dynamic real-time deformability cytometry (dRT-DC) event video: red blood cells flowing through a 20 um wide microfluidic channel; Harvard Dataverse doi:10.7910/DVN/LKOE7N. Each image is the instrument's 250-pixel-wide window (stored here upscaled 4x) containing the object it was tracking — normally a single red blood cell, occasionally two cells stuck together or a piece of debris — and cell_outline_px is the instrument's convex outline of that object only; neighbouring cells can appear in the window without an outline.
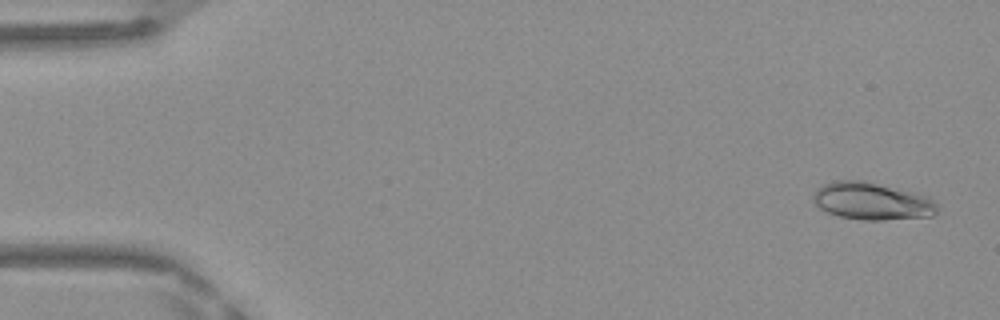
{"species": "Egyptian fruit bat (a non-hibernating species)", "species_latin": "Rousettus aegyptiacus", "temperature_condition": "warm", "stored_images_in_passage": 48, "camera_frame_rate_fps": 3000, "um_per_image_px": 0.085, "frame": {"image": 1, "passage_image": 2, "time_ms": 0.333, "image_size_px": [1000, 320], "cell_outline_px": [[936, 212], [932, 216], [880, 220], [864, 220], [840, 216], [828, 212], [820, 208], [812, 200], [812, 196], [816, 188], [824, 184], [836, 180], [864, 180], [928, 196], [936, 204]], "centroid_in_image_um": [74.07, 17.09], "position_along_channel_um": 10.9, "area_um2": 26.82}}
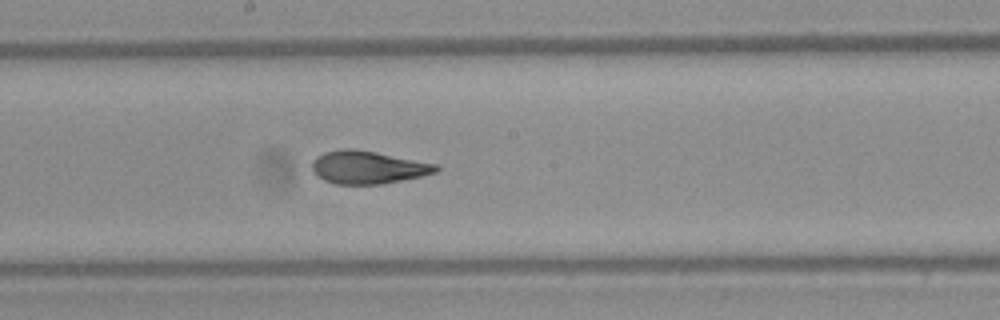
{"frame": {"image": 2, "passage_image": 26, "time_ms": 8.333, "image_size_px": [1000, 320], "cell_outline_px": [[440, 168], [436, 172], [420, 176], [380, 184], [336, 184], [324, 180], [316, 176], [312, 172], [312, 160], [316, 156], [324, 152], [340, 148], [352, 148], [376, 152], [436, 164]], "centroid_in_image_um": [31.2, 14.21], "position_along_channel_um": 217.0, "area_um2": 23.7}}
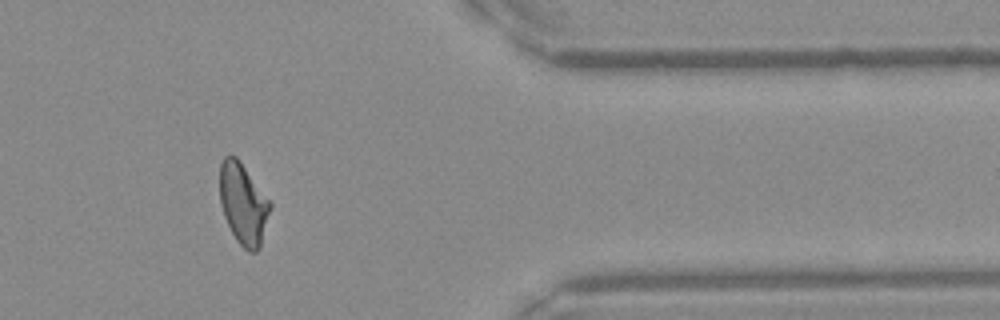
{"frame": {"image": 3, "passage_image": 40, "time_ms": 13.0, "image_size_px": [1000, 320], "cell_outline_px": [[272, 208], [260, 248], [256, 252], [248, 252], [236, 240], [224, 216], [220, 204], [220, 164], [224, 156], [236, 156], [272, 204]], "centroid_in_image_um": [20.69, 17.36], "position_along_channel_um": 390.7, "area_um2": 23.76}, "authors_computed_cell_mechanics": {"area_um2": 23.8714, "velocity_mm_per_s": 4.1923, "shape_relaxation_time_tau1_ms": 7.8588, "shape_relaxation_time_tau2_ms": 0.9703, "deformation_change_tau1": 0.2203, "deformation_change_tau2": 0.0709}}